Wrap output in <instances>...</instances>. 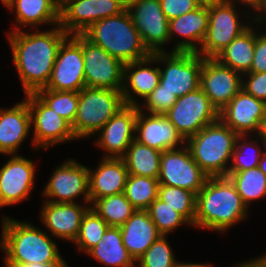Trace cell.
Wrapping results in <instances>:
<instances>
[{
  "label": "cell",
  "instance_id": "b9f144b4",
  "mask_svg": "<svg viewBox=\"0 0 266 267\" xmlns=\"http://www.w3.org/2000/svg\"><path fill=\"white\" fill-rule=\"evenodd\" d=\"M265 24H266L265 21H257V20L255 21V46H254L253 61L249 72L253 73L266 72V25ZM263 25L265 27H262Z\"/></svg>",
  "mask_w": 266,
  "mask_h": 267
},
{
  "label": "cell",
  "instance_id": "8d00e7d4",
  "mask_svg": "<svg viewBox=\"0 0 266 267\" xmlns=\"http://www.w3.org/2000/svg\"><path fill=\"white\" fill-rule=\"evenodd\" d=\"M35 94L54 112L73 124L78 109L79 92L39 89Z\"/></svg>",
  "mask_w": 266,
  "mask_h": 267
},
{
  "label": "cell",
  "instance_id": "4dcf8cb0",
  "mask_svg": "<svg viewBox=\"0 0 266 267\" xmlns=\"http://www.w3.org/2000/svg\"><path fill=\"white\" fill-rule=\"evenodd\" d=\"M161 154L162 151L134 139L122 159L129 174L158 179Z\"/></svg>",
  "mask_w": 266,
  "mask_h": 267
},
{
  "label": "cell",
  "instance_id": "d4e9b609",
  "mask_svg": "<svg viewBox=\"0 0 266 267\" xmlns=\"http://www.w3.org/2000/svg\"><path fill=\"white\" fill-rule=\"evenodd\" d=\"M32 132L31 114L25 99L0 107V155L18 154Z\"/></svg>",
  "mask_w": 266,
  "mask_h": 267
},
{
  "label": "cell",
  "instance_id": "f5cc1de1",
  "mask_svg": "<svg viewBox=\"0 0 266 267\" xmlns=\"http://www.w3.org/2000/svg\"><path fill=\"white\" fill-rule=\"evenodd\" d=\"M237 267H247V260L241 261L237 263Z\"/></svg>",
  "mask_w": 266,
  "mask_h": 267
},
{
  "label": "cell",
  "instance_id": "e0dca14e",
  "mask_svg": "<svg viewBox=\"0 0 266 267\" xmlns=\"http://www.w3.org/2000/svg\"><path fill=\"white\" fill-rule=\"evenodd\" d=\"M219 119L238 135L266 133V102L243 89L219 112Z\"/></svg>",
  "mask_w": 266,
  "mask_h": 267
},
{
  "label": "cell",
  "instance_id": "4fadbf2b",
  "mask_svg": "<svg viewBox=\"0 0 266 267\" xmlns=\"http://www.w3.org/2000/svg\"><path fill=\"white\" fill-rule=\"evenodd\" d=\"M138 30L144 46L152 53L168 52L169 20L159 0H132L126 8Z\"/></svg>",
  "mask_w": 266,
  "mask_h": 267
},
{
  "label": "cell",
  "instance_id": "74e56055",
  "mask_svg": "<svg viewBox=\"0 0 266 267\" xmlns=\"http://www.w3.org/2000/svg\"><path fill=\"white\" fill-rule=\"evenodd\" d=\"M158 198L179 212L190 224L194 225L196 194L187 189L159 185Z\"/></svg>",
  "mask_w": 266,
  "mask_h": 267
},
{
  "label": "cell",
  "instance_id": "7402d4cb",
  "mask_svg": "<svg viewBox=\"0 0 266 267\" xmlns=\"http://www.w3.org/2000/svg\"><path fill=\"white\" fill-rule=\"evenodd\" d=\"M159 82L160 68L152 54L146 59L124 64L122 97L125 105L138 106Z\"/></svg>",
  "mask_w": 266,
  "mask_h": 267
},
{
  "label": "cell",
  "instance_id": "f1b7e54d",
  "mask_svg": "<svg viewBox=\"0 0 266 267\" xmlns=\"http://www.w3.org/2000/svg\"><path fill=\"white\" fill-rule=\"evenodd\" d=\"M86 254L106 267H136V261L123 244L120 227L109 226L98 244Z\"/></svg>",
  "mask_w": 266,
  "mask_h": 267
},
{
  "label": "cell",
  "instance_id": "ffe728a7",
  "mask_svg": "<svg viewBox=\"0 0 266 267\" xmlns=\"http://www.w3.org/2000/svg\"><path fill=\"white\" fill-rule=\"evenodd\" d=\"M137 115L138 106L125 105L94 135V144L104 152L101 158H122L126 154L135 139Z\"/></svg>",
  "mask_w": 266,
  "mask_h": 267
},
{
  "label": "cell",
  "instance_id": "484cf974",
  "mask_svg": "<svg viewBox=\"0 0 266 267\" xmlns=\"http://www.w3.org/2000/svg\"><path fill=\"white\" fill-rule=\"evenodd\" d=\"M4 8L15 14L13 25L7 32L21 31L22 28L40 29L43 25L50 28L60 23L57 0H10Z\"/></svg>",
  "mask_w": 266,
  "mask_h": 267
},
{
  "label": "cell",
  "instance_id": "816d5d0a",
  "mask_svg": "<svg viewBox=\"0 0 266 267\" xmlns=\"http://www.w3.org/2000/svg\"><path fill=\"white\" fill-rule=\"evenodd\" d=\"M119 1L125 8H127L128 4L132 1V0H117Z\"/></svg>",
  "mask_w": 266,
  "mask_h": 267
},
{
  "label": "cell",
  "instance_id": "d590c367",
  "mask_svg": "<svg viewBox=\"0 0 266 267\" xmlns=\"http://www.w3.org/2000/svg\"><path fill=\"white\" fill-rule=\"evenodd\" d=\"M109 225L91 207L84 214L77 238L72 243L78 252L86 254L95 247Z\"/></svg>",
  "mask_w": 266,
  "mask_h": 267
},
{
  "label": "cell",
  "instance_id": "44dd1931",
  "mask_svg": "<svg viewBox=\"0 0 266 267\" xmlns=\"http://www.w3.org/2000/svg\"><path fill=\"white\" fill-rule=\"evenodd\" d=\"M39 220L47 233L55 239L73 243L80 230L82 218L90 203H52L42 201Z\"/></svg>",
  "mask_w": 266,
  "mask_h": 267
},
{
  "label": "cell",
  "instance_id": "5b68a950",
  "mask_svg": "<svg viewBox=\"0 0 266 267\" xmlns=\"http://www.w3.org/2000/svg\"><path fill=\"white\" fill-rule=\"evenodd\" d=\"M238 136L218 119L187 138L185 145L209 177H227Z\"/></svg>",
  "mask_w": 266,
  "mask_h": 267
},
{
  "label": "cell",
  "instance_id": "60d3db41",
  "mask_svg": "<svg viewBox=\"0 0 266 267\" xmlns=\"http://www.w3.org/2000/svg\"><path fill=\"white\" fill-rule=\"evenodd\" d=\"M177 97L163 88L159 82L158 86L138 105L139 110L148 114H165L176 102Z\"/></svg>",
  "mask_w": 266,
  "mask_h": 267
},
{
  "label": "cell",
  "instance_id": "7bdbcfd3",
  "mask_svg": "<svg viewBox=\"0 0 266 267\" xmlns=\"http://www.w3.org/2000/svg\"><path fill=\"white\" fill-rule=\"evenodd\" d=\"M242 89L256 99L266 102V72L242 74Z\"/></svg>",
  "mask_w": 266,
  "mask_h": 267
},
{
  "label": "cell",
  "instance_id": "d6986e66",
  "mask_svg": "<svg viewBox=\"0 0 266 267\" xmlns=\"http://www.w3.org/2000/svg\"><path fill=\"white\" fill-rule=\"evenodd\" d=\"M200 88L220 112L242 89V74L216 58H204Z\"/></svg>",
  "mask_w": 266,
  "mask_h": 267
},
{
  "label": "cell",
  "instance_id": "ee69618b",
  "mask_svg": "<svg viewBox=\"0 0 266 267\" xmlns=\"http://www.w3.org/2000/svg\"><path fill=\"white\" fill-rule=\"evenodd\" d=\"M161 9L170 21L190 11L196 10L200 5L196 0H159Z\"/></svg>",
  "mask_w": 266,
  "mask_h": 267
},
{
  "label": "cell",
  "instance_id": "3957f363",
  "mask_svg": "<svg viewBox=\"0 0 266 267\" xmlns=\"http://www.w3.org/2000/svg\"><path fill=\"white\" fill-rule=\"evenodd\" d=\"M249 211L228 177H209L196 195L192 227L224 234L236 224L248 220Z\"/></svg>",
  "mask_w": 266,
  "mask_h": 267
},
{
  "label": "cell",
  "instance_id": "cb8c5ba5",
  "mask_svg": "<svg viewBox=\"0 0 266 267\" xmlns=\"http://www.w3.org/2000/svg\"><path fill=\"white\" fill-rule=\"evenodd\" d=\"M208 24L209 7L206 6H200L196 10L170 20V44L174 41V46L169 52H197L206 36Z\"/></svg>",
  "mask_w": 266,
  "mask_h": 267
},
{
  "label": "cell",
  "instance_id": "836d02e7",
  "mask_svg": "<svg viewBox=\"0 0 266 267\" xmlns=\"http://www.w3.org/2000/svg\"><path fill=\"white\" fill-rule=\"evenodd\" d=\"M90 207L104 219L109 226L114 227L123 225L137 210L125 197L124 193L97 199Z\"/></svg>",
  "mask_w": 266,
  "mask_h": 267
},
{
  "label": "cell",
  "instance_id": "7dc6e473",
  "mask_svg": "<svg viewBox=\"0 0 266 267\" xmlns=\"http://www.w3.org/2000/svg\"><path fill=\"white\" fill-rule=\"evenodd\" d=\"M214 265L212 264V263H203V262H201V263H197V262H195V263H192V262H180V261H178L177 262V264H176V267H213Z\"/></svg>",
  "mask_w": 266,
  "mask_h": 267
},
{
  "label": "cell",
  "instance_id": "ab89813d",
  "mask_svg": "<svg viewBox=\"0 0 266 267\" xmlns=\"http://www.w3.org/2000/svg\"><path fill=\"white\" fill-rule=\"evenodd\" d=\"M172 250L168 235H162L136 260V267H176L178 260Z\"/></svg>",
  "mask_w": 266,
  "mask_h": 267
},
{
  "label": "cell",
  "instance_id": "ba28073f",
  "mask_svg": "<svg viewBox=\"0 0 266 267\" xmlns=\"http://www.w3.org/2000/svg\"><path fill=\"white\" fill-rule=\"evenodd\" d=\"M152 55L158 60L160 83L177 98L200 87L203 57L197 52L168 51Z\"/></svg>",
  "mask_w": 266,
  "mask_h": 267
},
{
  "label": "cell",
  "instance_id": "2e32d148",
  "mask_svg": "<svg viewBox=\"0 0 266 267\" xmlns=\"http://www.w3.org/2000/svg\"><path fill=\"white\" fill-rule=\"evenodd\" d=\"M82 54L87 87L122 91L124 64L82 34Z\"/></svg>",
  "mask_w": 266,
  "mask_h": 267
},
{
  "label": "cell",
  "instance_id": "bcb514c9",
  "mask_svg": "<svg viewBox=\"0 0 266 267\" xmlns=\"http://www.w3.org/2000/svg\"><path fill=\"white\" fill-rule=\"evenodd\" d=\"M17 267H70L68 263H52V264H41V263H30L24 265H18Z\"/></svg>",
  "mask_w": 266,
  "mask_h": 267
},
{
  "label": "cell",
  "instance_id": "8992f818",
  "mask_svg": "<svg viewBox=\"0 0 266 267\" xmlns=\"http://www.w3.org/2000/svg\"><path fill=\"white\" fill-rule=\"evenodd\" d=\"M255 21L251 8L244 4L227 2L210 6L207 33L197 53L204 58H215Z\"/></svg>",
  "mask_w": 266,
  "mask_h": 267
},
{
  "label": "cell",
  "instance_id": "11a10c76",
  "mask_svg": "<svg viewBox=\"0 0 266 267\" xmlns=\"http://www.w3.org/2000/svg\"><path fill=\"white\" fill-rule=\"evenodd\" d=\"M10 0H0L1 4H3L4 6L9 2Z\"/></svg>",
  "mask_w": 266,
  "mask_h": 267
},
{
  "label": "cell",
  "instance_id": "7a4b0ae2",
  "mask_svg": "<svg viewBox=\"0 0 266 267\" xmlns=\"http://www.w3.org/2000/svg\"><path fill=\"white\" fill-rule=\"evenodd\" d=\"M2 215L0 250L5 254L2 260L4 267L30 263H67L56 240L49 233L31 221Z\"/></svg>",
  "mask_w": 266,
  "mask_h": 267
},
{
  "label": "cell",
  "instance_id": "83f0119b",
  "mask_svg": "<svg viewBox=\"0 0 266 267\" xmlns=\"http://www.w3.org/2000/svg\"><path fill=\"white\" fill-rule=\"evenodd\" d=\"M123 244L136 261L162 234L147 210L136 212L120 226Z\"/></svg>",
  "mask_w": 266,
  "mask_h": 267
},
{
  "label": "cell",
  "instance_id": "c3c4849f",
  "mask_svg": "<svg viewBox=\"0 0 266 267\" xmlns=\"http://www.w3.org/2000/svg\"><path fill=\"white\" fill-rule=\"evenodd\" d=\"M196 1L200 6H206V7L218 4H224L228 2V0H196Z\"/></svg>",
  "mask_w": 266,
  "mask_h": 267
},
{
  "label": "cell",
  "instance_id": "5bb4252c",
  "mask_svg": "<svg viewBox=\"0 0 266 267\" xmlns=\"http://www.w3.org/2000/svg\"><path fill=\"white\" fill-rule=\"evenodd\" d=\"M208 178L186 145L162 152L158 176L160 184L187 189L197 195Z\"/></svg>",
  "mask_w": 266,
  "mask_h": 267
},
{
  "label": "cell",
  "instance_id": "277c9868",
  "mask_svg": "<svg viewBox=\"0 0 266 267\" xmlns=\"http://www.w3.org/2000/svg\"><path fill=\"white\" fill-rule=\"evenodd\" d=\"M83 35L123 64L140 61L151 55L127 9L118 15L98 20Z\"/></svg>",
  "mask_w": 266,
  "mask_h": 267
},
{
  "label": "cell",
  "instance_id": "52a82bcc",
  "mask_svg": "<svg viewBox=\"0 0 266 267\" xmlns=\"http://www.w3.org/2000/svg\"><path fill=\"white\" fill-rule=\"evenodd\" d=\"M124 106L122 91L85 86L71 125L77 140H90Z\"/></svg>",
  "mask_w": 266,
  "mask_h": 267
},
{
  "label": "cell",
  "instance_id": "f546056e",
  "mask_svg": "<svg viewBox=\"0 0 266 267\" xmlns=\"http://www.w3.org/2000/svg\"><path fill=\"white\" fill-rule=\"evenodd\" d=\"M255 46V22L236 37L215 58L223 65L245 74L250 71Z\"/></svg>",
  "mask_w": 266,
  "mask_h": 267
},
{
  "label": "cell",
  "instance_id": "9c48e42d",
  "mask_svg": "<svg viewBox=\"0 0 266 267\" xmlns=\"http://www.w3.org/2000/svg\"><path fill=\"white\" fill-rule=\"evenodd\" d=\"M31 114L33 151H44L64 143L78 141L71 124L48 107L35 93L25 94Z\"/></svg>",
  "mask_w": 266,
  "mask_h": 267
},
{
  "label": "cell",
  "instance_id": "603a6c76",
  "mask_svg": "<svg viewBox=\"0 0 266 267\" xmlns=\"http://www.w3.org/2000/svg\"><path fill=\"white\" fill-rule=\"evenodd\" d=\"M135 140L160 151L183 147L186 140L164 114H148L138 108Z\"/></svg>",
  "mask_w": 266,
  "mask_h": 267
},
{
  "label": "cell",
  "instance_id": "f907efd6",
  "mask_svg": "<svg viewBox=\"0 0 266 267\" xmlns=\"http://www.w3.org/2000/svg\"><path fill=\"white\" fill-rule=\"evenodd\" d=\"M228 2L241 3L251 8L255 4L256 0H228Z\"/></svg>",
  "mask_w": 266,
  "mask_h": 267
},
{
  "label": "cell",
  "instance_id": "8fae6325",
  "mask_svg": "<svg viewBox=\"0 0 266 267\" xmlns=\"http://www.w3.org/2000/svg\"><path fill=\"white\" fill-rule=\"evenodd\" d=\"M164 115L185 140L219 119L218 110L200 87L178 97Z\"/></svg>",
  "mask_w": 266,
  "mask_h": 267
},
{
  "label": "cell",
  "instance_id": "681fc988",
  "mask_svg": "<svg viewBox=\"0 0 266 267\" xmlns=\"http://www.w3.org/2000/svg\"><path fill=\"white\" fill-rule=\"evenodd\" d=\"M258 168L266 175V150L264 151L261 160L258 163Z\"/></svg>",
  "mask_w": 266,
  "mask_h": 267
},
{
  "label": "cell",
  "instance_id": "d6a6232c",
  "mask_svg": "<svg viewBox=\"0 0 266 267\" xmlns=\"http://www.w3.org/2000/svg\"><path fill=\"white\" fill-rule=\"evenodd\" d=\"M227 177L235 185L243 203L251 207L252 203L266 199V175L258 168L228 172Z\"/></svg>",
  "mask_w": 266,
  "mask_h": 267
},
{
  "label": "cell",
  "instance_id": "6da1fadb",
  "mask_svg": "<svg viewBox=\"0 0 266 267\" xmlns=\"http://www.w3.org/2000/svg\"><path fill=\"white\" fill-rule=\"evenodd\" d=\"M5 35L24 95L45 88L59 47L69 34L58 24L47 30L23 29Z\"/></svg>",
  "mask_w": 266,
  "mask_h": 267
},
{
  "label": "cell",
  "instance_id": "ac0fdd59",
  "mask_svg": "<svg viewBox=\"0 0 266 267\" xmlns=\"http://www.w3.org/2000/svg\"><path fill=\"white\" fill-rule=\"evenodd\" d=\"M117 0H67L60 7V26L69 35L83 34L93 23L120 14Z\"/></svg>",
  "mask_w": 266,
  "mask_h": 267
},
{
  "label": "cell",
  "instance_id": "f6af8a7d",
  "mask_svg": "<svg viewBox=\"0 0 266 267\" xmlns=\"http://www.w3.org/2000/svg\"><path fill=\"white\" fill-rule=\"evenodd\" d=\"M251 10L255 20L266 21V0H256Z\"/></svg>",
  "mask_w": 266,
  "mask_h": 267
},
{
  "label": "cell",
  "instance_id": "1f68e13d",
  "mask_svg": "<svg viewBox=\"0 0 266 267\" xmlns=\"http://www.w3.org/2000/svg\"><path fill=\"white\" fill-rule=\"evenodd\" d=\"M265 150L266 134L239 135L236 139L228 172L244 171L258 167Z\"/></svg>",
  "mask_w": 266,
  "mask_h": 267
},
{
  "label": "cell",
  "instance_id": "30bf717a",
  "mask_svg": "<svg viewBox=\"0 0 266 267\" xmlns=\"http://www.w3.org/2000/svg\"><path fill=\"white\" fill-rule=\"evenodd\" d=\"M41 194L43 201L52 203H76L80 197L83 203H90L88 166L76 158L65 159L55 167Z\"/></svg>",
  "mask_w": 266,
  "mask_h": 267
},
{
  "label": "cell",
  "instance_id": "9a60e30c",
  "mask_svg": "<svg viewBox=\"0 0 266 267\" xmlns=\"http://www.w3.org/2000/svg\"><path fill=\"white\" fill-rule=\"evenodd\" d=\"M9 158L0 167V208L30 200L35 188L36 164L24 155H4Z\"/></svg>",
  "mask_w": 266,
  "mask_h": 267
},
{
  "label": "cell",
  "instance_id": "7c38bea8",
  "mask_svg": "<svg viewBox=\"0 0 266 267\" xmlns=\"http://www.w3.org/2000/svg\"><path fill=\"white\" fill-rule=\"evenodd\" d=\"M85 86L82 34L69 35L60 45L50 80L42 89L79 92Z\"/></svg>",
  "mask_w": 266,
  "mask_h": 267
},
{
  "label": "cell",
  "instance_id": "4316f807",
  "mask_svg": "<svg viewBox=\"0 0 266 267\" xmlns=\"http://www.w3.org/2000/svg\"><path fill=\"white\" fill-rule=\"evenodd\" d=\"M95 168L88 166L90 204L95 200L124 193L128 169L122 158H101Z\"/></svg>",
  "mask_w": 266,
  "mask_h": 267
},
{
  "label": "cell",
  "instance_id": "db71d44e",
  "mask_svg": "<svg viewBox=\"0 0 266 267\" xmlns=\"http://www.w3.org/2000/svg\"><path fill=\"white\" fill-rule=\"evenodd\" d=\"M67 0H57L59 6L61 7Z\"/></svg>",
  "mask_w": 266,
  "mask_h": 267
},
{
  "label": "cell",
  "instance_id": "f35d334b",
  "mask_svg": "<svg viewBox=\"0 0 266 267\" xmlns=\"http://www.w3.org/2000/svg\"><path fill=\"white\" fill-rule=\"evenodd\" d=\"M147 211L151 220L162 235L169 236V234L178 230L183 225L192 227L179 212L160 200L158 197L152 202Z\"/></svg>",
  "mask_w": 266,
  "mask_h": 267
},
{
  "label": "cell",
  "instance_id": "e575fe53",
  "mask_svg": "<svg viewBox=\"0 0 266 267\" xmlns=\"http://www.w3.org/2000/svg\"><path fill=\"white\" fill-rule=\"evenodd\" d=\"M159 185L157 178L129 174L124 194L137 210H147L158 197Z\"/></svg>",
  "mask_w": 266,
  "mask_h": 267
}]
</instances>
